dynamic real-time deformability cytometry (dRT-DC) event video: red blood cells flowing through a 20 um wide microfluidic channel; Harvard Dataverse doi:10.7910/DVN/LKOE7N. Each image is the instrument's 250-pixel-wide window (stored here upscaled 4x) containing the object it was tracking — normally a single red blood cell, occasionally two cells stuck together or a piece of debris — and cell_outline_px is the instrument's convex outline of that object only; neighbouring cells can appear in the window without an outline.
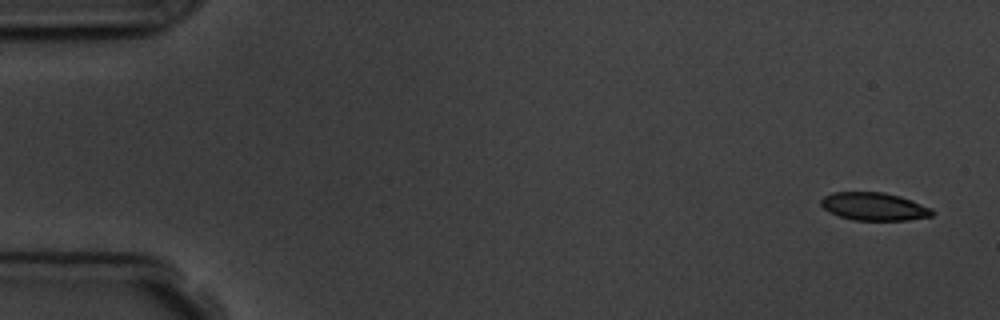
{"species": "common noctule bat (a hibernating species)", "species_latin": "Nyctalus noctula", "temperature_condition": "room temperature", "stored_images_in_passage": 5, "camera_frame_rate_fps": 3000, "um_per_image_px": 0.085, "animal": {"sex": "male", "body_mass_g": 19.5, "forearm_length_mm": 54.6}, "frame": {"image": 1, "passage_image": 1, "time_ms": 0.0, "image_size_px": [1000, 320], "cell_outline_px": [[936, 212], [932, 216], [908, 220], [852, 220], [828, 212], [820, 204], [820, 200], [824, 196], [832, 192], [884, 192], [900, 196], [932, 208]], "centroid_in_image_um": [74.3, 17.55], "position_along_channel_um": 10.7, "area_um2": 18.21}}
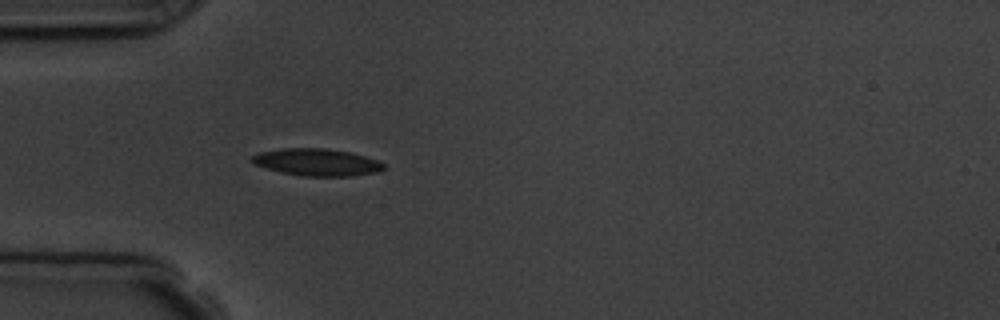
{"frame": {"image": 2, "passage_image": 5, "time_ms": 4.667, "image_size_px": [1000, 320], "cell_outline_px": [[384, 168], [380, 172], [352, 176], [300, 176], [280, 172], [256, 164], [252, 160], [252, 156], [260, 152], [280, 148], [324, 148], [348, 152], [380, 160], [384, 164]], "centroid_in_image_um": [26.98, 13.79], "position_along_channel_um": 58.0, "area_um2": 20.81}}